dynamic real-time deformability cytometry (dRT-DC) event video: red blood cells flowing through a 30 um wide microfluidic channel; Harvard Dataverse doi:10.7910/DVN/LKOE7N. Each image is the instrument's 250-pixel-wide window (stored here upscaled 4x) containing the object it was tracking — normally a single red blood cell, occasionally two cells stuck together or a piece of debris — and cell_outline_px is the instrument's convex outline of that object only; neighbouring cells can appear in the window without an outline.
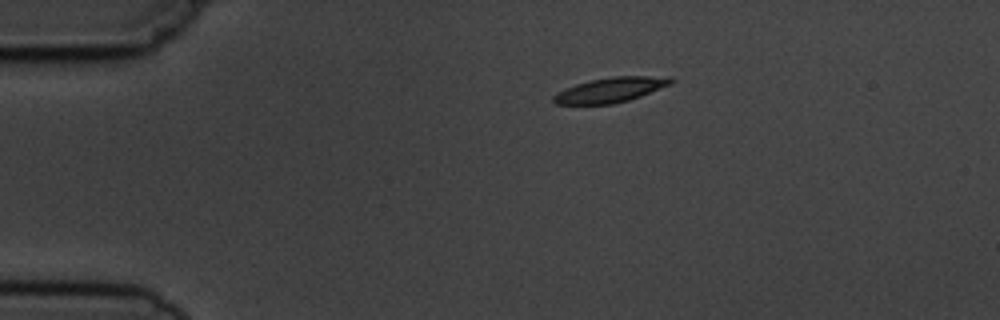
{"species": "common noctule bat (a hibernating species)", "species_latin": "Nyctalus noctula", "temperature_condition": "cold", "stored_images_in_passage": 2, "camera_frame_rate_fps": 3000, "um_per_image_px": 0.085, "animal": {"sex": "male", "body_mass_g": 19.5, "forearm_length_mm": 54.6}, "frame": {"image": 1, "passage_image": 1, "time_ms": 0.0, "image_size_px": [1000, 320], "cell_outline_px": [[676, 80], [672, 84], [640, 96], [628, 100], [612, 104], [556, 104], [552, 100], [552, 96], [556, 92], [564, 88], [588, 80], [612, 76], [672, 76]], "centroid_in_image_um": [51.91, 7.62], "position_along_channel_um": 33.1, "area_um2": 17.28}}